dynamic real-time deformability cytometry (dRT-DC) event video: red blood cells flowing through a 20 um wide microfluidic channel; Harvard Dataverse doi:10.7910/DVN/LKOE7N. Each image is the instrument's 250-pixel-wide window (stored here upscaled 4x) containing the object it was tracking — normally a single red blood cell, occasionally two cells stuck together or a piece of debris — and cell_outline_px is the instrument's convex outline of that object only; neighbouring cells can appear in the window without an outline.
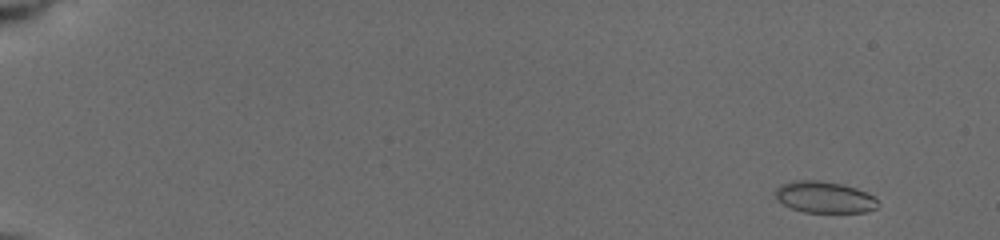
{"species": "common noctule bat (a hibernating species)", "species_latin": "Nyctalus noctula", "temperature_condition": "cold", "stored_images_in_passage": 58, "camera_frame_rate_fps": 3000, "um_per_image_px": 0.085, "animal": {"sex": "female", "body_mass_g": 19.5, "forearm_length_mm": 54.1}, "frame": {"image": 1, "passage_image": 3, "time_ms": 0.333, "image_size_px": [1000, 240], "cell_outline_px": [[880, 204], [876, 208], [868, 212], [804, 212], [792, 208], [776, 200], [776, 188], [780, 184], [792, 180], [820, 180], [844, 184], [856, 188], [876, 196]], "centroid_in_image_um": [70.11, 16.75], "position_along_channel_um": 14.9, "area_um2": 19.13}}
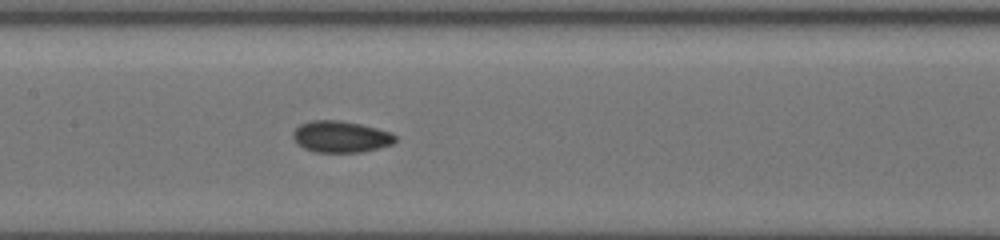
{"frame": {"image": 2, "passage_image": 29, "time_ms": 8.667, "image_size_px": [1000, 240], "cell_outline_px": [[396, 140], [392, 144], [380, 148], [364, 152], [312, 152], [296, 144], [292, 136], [292, 132], [300, 124], [312, 120], [340, 120], [360, 124], [392, 132], [396, 136]], "centroid_in_image_um": [28.95, 11.63], "position_along_channel_um": 178.4, "area_um2": 19.02}}
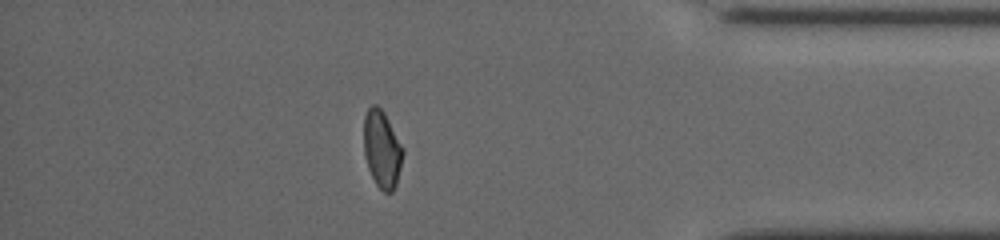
{"frame": {"image": 3, "passage_image": 51, "time_ms": 15.0, "image_size_px": [1000, 240], "cell_outline_px": [[404, 152], [396, 184], [392, 192], [384, 192], [376, 184], [368, 168], [364, 152], [364, 116], [368, 108], [372, 104], [376, 104], [384, 112], [404, 148]], "centroid_in_image_um": [32.47, 12.65], "position_along_channel_um": 402.7, "area_um2": 17.57}, "authors_computed_cell_mechanics": {"area_um2": 18.2359, "velocity_mm_per_s": 3.9431, "shape_relaxation_time_tau1_ms": 10.9773, "shape_relaxation_time_tau2_ms": 1.629, "deformation_change_tau1": 0.181, "deformation_change_tau2": 0.0546}}